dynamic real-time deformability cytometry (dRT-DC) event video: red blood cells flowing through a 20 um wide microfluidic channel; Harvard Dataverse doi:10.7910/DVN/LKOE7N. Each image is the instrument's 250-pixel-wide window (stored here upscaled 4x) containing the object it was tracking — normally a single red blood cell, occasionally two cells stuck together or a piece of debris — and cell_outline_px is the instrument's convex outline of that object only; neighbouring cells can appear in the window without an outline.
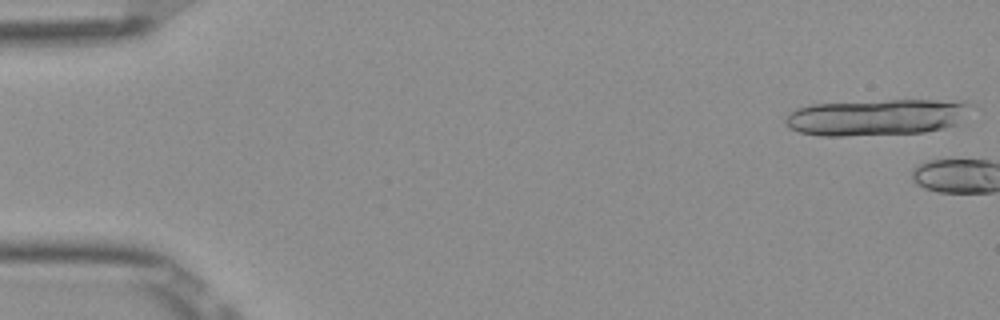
{"species": "Egyptian fruit bat (a non-hibernating species)", "species_latin": "Rousettus aegyptiacus", "temperature_condition": "room temperature", "stored_images_in_passage": 3, "camera_frame_rate_fps": 3000, "um_per_image_px": 0.085, "frame": {"image": 1, "passage_image": 1, "time_ms": 0.0, "image_size_px": [1000, 320], "cell_outline_px": [[968, 104], [956, 124], [944, 128], [924, 132], [844, 136], [820, 136], [800, 132], [788, 128], [784, 124], [784, 116], [796, 108], [812, 104], [888, 100], [932, 100]], "centroid_in_image_um": [74.29, 9.98], "position_along_channel_um": 10.7, "area_um2": 38.61}}